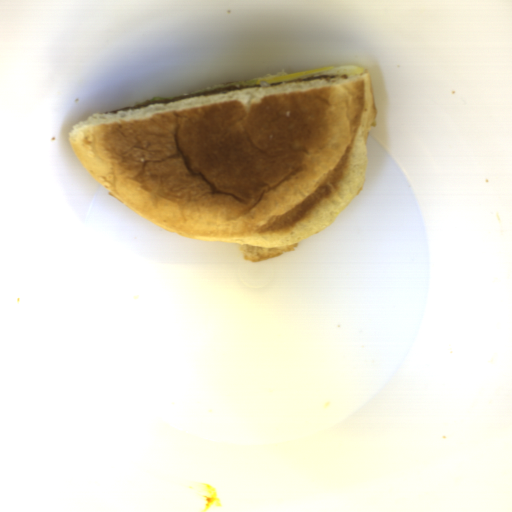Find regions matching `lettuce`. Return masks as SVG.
I'll return each instance as SVG.
<instances>
[{
	"label": "lettuce",
	"instance_id": "lettuce-1",
	"mask_svg": "<svg viewBox=\"0 0 512 512\" xmlns=\"http://www.w3.org/2000/svg\"><path fill=\"white\" fill-rule=\"evenodd\" d=\"M246 84H259V83H258L257 79L246 80V81H239V82H233V83H226V84H223V85H220V86H216V87H213V88L196 90V91L179 94V95L172 96V97H153V98L144 100L142 102L136 103V105H140V104H144V103H148V102H154V101L167 100V99H172V98L181 97V96H187V95H192V94H198V93H203V92H208V91H213V90H218V89H223V88H228V87H233V86L246 85Z\"/></svg>",
	"mask_w": 512,
	"mask_h": 512
}]
</instances>
